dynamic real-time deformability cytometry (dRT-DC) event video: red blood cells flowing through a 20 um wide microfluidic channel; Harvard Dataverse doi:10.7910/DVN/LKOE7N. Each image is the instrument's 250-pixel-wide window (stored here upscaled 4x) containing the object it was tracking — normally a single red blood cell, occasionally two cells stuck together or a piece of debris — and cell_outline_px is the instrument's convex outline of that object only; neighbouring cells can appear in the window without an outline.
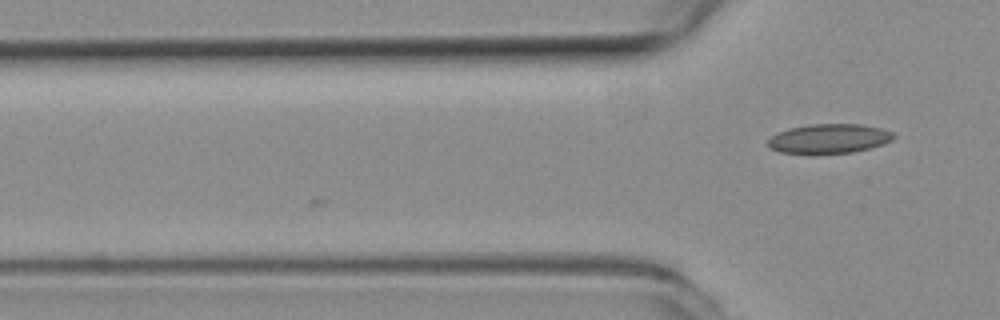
{"species": "common noctule bat (a hibernating species)", "species_latin": "Nyctalus noctula", "temperature_condition": "room temperature", "stored_images_in_passage": 3, "camera_frame_rate_fps": 3000, "um_per_image_px": 0.085, "animal": {"sex": "female", "body_mass_g": 19.3, "forearm_length_mm": 54.1}, "frame": {"image": 1, "passage_image": 3, "time_ms": 0.667, "image_size_px": [1000, 320], "cell_outline_px": [[896, 136], [892, 140], [884, 144], [852, 152], [816, 156], [812, 156], [780, 152], [768, 148], [768, 140], [776, 132], [788, 128], [808, 124], [860, 124], [880, 128], [892, 132]], "centroid_in_image_um": [70.4, 11.82], "position_along_channel_um": 55.4, "area_um2": 22.31}}